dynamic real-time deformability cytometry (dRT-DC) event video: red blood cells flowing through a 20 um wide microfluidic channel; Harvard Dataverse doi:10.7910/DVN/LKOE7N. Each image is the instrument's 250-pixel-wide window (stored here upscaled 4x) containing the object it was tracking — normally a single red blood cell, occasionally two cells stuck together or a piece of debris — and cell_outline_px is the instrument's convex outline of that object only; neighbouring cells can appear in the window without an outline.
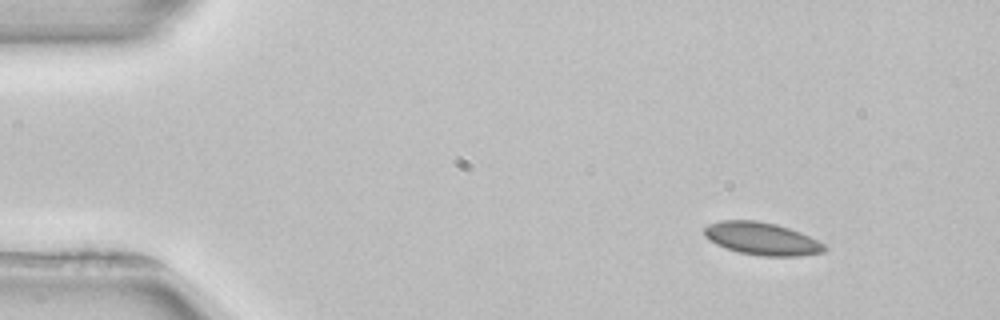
{"species": "common noctule bat (a hibernating species)", "species_latin": "Nyctalus noctula", "temperature_condition": "room temperature", "stored_images_in_passage": 3, "camera_frame_rate_fps": 3000, "um_per_image_px": 0.085, "animal": {"sex": "female", "body_mass_g": 22.7, "forearm_length_mm": 54.2}, "frame": {"image": 1, "passage_image": 1, "time_ms": 0.0, "image_size_px": [1000, 320], "cell_outline_px": [[828, 248], [824, 252], [800, 256], [760, 256], [740, 252], [716, 244], [708, 240], [704, 236], [704, 228], [708, 224], [720, 220], [756, 220], [776, 224], [800, 232], [824, 244]], "centroid_in_image_um": [64.74, 20.28], "position_along_channel_um": 20.3, "area_um2": 22.83}}